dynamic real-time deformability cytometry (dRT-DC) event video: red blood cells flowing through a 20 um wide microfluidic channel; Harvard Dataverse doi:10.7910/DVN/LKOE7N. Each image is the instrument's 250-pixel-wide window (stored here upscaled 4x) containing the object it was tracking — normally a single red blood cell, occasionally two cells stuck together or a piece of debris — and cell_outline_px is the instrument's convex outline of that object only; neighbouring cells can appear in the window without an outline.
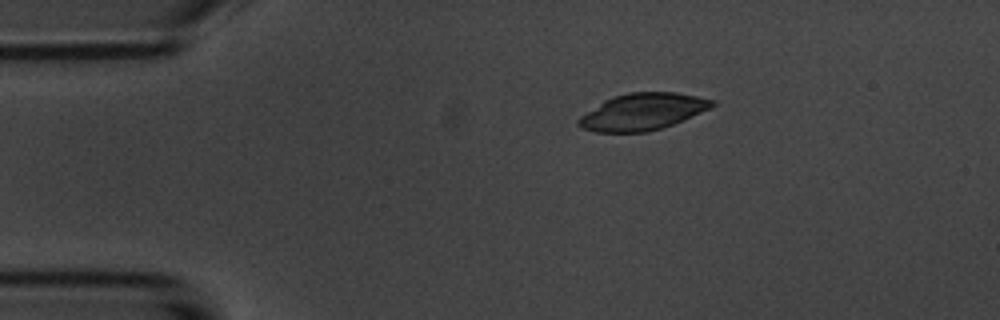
{"species": "common noctule bat (a hibernating species)", "species_latin": "Nyctalus noctula", "temperature_condition": "room temperature", "stored_images_in_passage": 3, "camera_frame_rate_fps": 3000, "um_per_image_px": 0.085, "animal": {"sex": "male", "body_mass_g": 20.1, "forearm_length_mm": 53.5}, "frame": {"image": 1, "passage_image": 1, "time_ms": 0.0, "image_size_px": [1000, 320], "cell_outline_px": [[716, 104], [712, 108], [684, 120], [660, 128], [644, 132], [596, 132], [580, 128], [576, 124], [576, 120], [580, 116], [604, 100], [628, 92], [676, 92], [716, 100]], "centroid_in_image_um": [54.62, 9.49], "position_along_channel_um": 30.4, "area_um2": 28.67}}